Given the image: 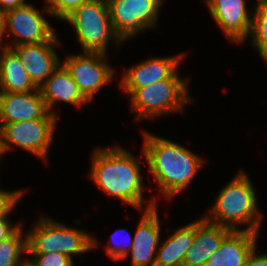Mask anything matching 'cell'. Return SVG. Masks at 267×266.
<instances>
[{
	"label": "cell",
	"mask_w": 267,
	"mask_h": 266,
	"mask_svg": "<svg viewBox=\"0 0 267 266\" xmlns=\"http://www.w3.org/2000/svg\"><path fill=\"white\" fill-rule=\"evenodd\" d=\"M143 154L148 168L160 187V192L168 198L185 188L202 166L203 159L186 147L163 137L143 131Z\"/></svg>",
	"instance_id": "1"
},
{
	"label": "cell",
	"mask_w": 267,
	"mask_h": 266,
	"mask_svg": "<svg viewBox=\"0 0 267 266\" xmlns=\"http://www.w3.org/2000/svg\"><path fill=\"white\" fill-rule=\"evenodd\" d=\"M90 178L109 196L124 205L143 208V176L140 163L133 154L119 146L99 148L93 152Z\"/></svg>",
	"instance_id": "2"
},
{
	"label": "cell",
	"mask_w": 267,
	"mask_h": 266,
	"mask_svg": "<svg viewBox=\"0 0 267 266\" xmlns=\"http://www.w3.org/2000/svg\"><path fill=\"white\" fill-rule=\"evenodd\" d=\"M207 214L204 218L213 224L232 231L241 230L238 227L246 224L248 227L242 230L258 233L262 215L258 209L254 186L244 171L241 170L219 191L214 206Z\"/></svg>",
	"instance_id": "3"
},
{
	"label": "cell",
	"mask_w": 267,
	"mask_h": 266,
	"mask_svg": "<svg viewBox=\"0 0 267 266\" xmlns=\"http://www.w3.org/2000/svg\"><path fill=\"white\" fill-rule=\"evenodd\" d=\"M35 226L26 233L27 254L62 253L72 259L98 247V241L78 228L58 223L48 217H40Z\"/></svg>",
	"instance_id": "4"
},
{
	"label": "cell",
	"mask_w": 267,
	"mask_h": 266,
	"mask_svg": "<svg viewBox=\"0 0 267 266\" xmlns=\"http://www.w3.org/2000/svg\"><path fill=\"white\" fill-rule=\"evenodd\" d=\"M177 72L167 79L136 89L130 95L131 110L138 112L136 120L154 119L171 112L183 113L184 106L193 100L188 94V80L179 77Z\"/></svg>",
	"instance_id": "5"
},
{
	"label": "cell",
	"mask_w": 267,
	"mask_h": 266,
	"mask_svg": "<svg viewBox=\"0 0 267 266\" xmlns=\"http://www.w3.org/2000/svg\"><path fill=\"white\" fill-rule=\"evenodd\" d=\"M63 21L73 25L83 52L106 54L109 40L123 42L114 31L107 0L82 3Z\"/></svg>",
	"instance_id": "6"
},
{
	"label": "cell",
	"mask_w": 267,
	"mask_h": 266,
	"mask_svg": "<svg viewBox=\"0 0 267 266\" xmlns=\"http://www.w3.org/2000/svg\"><path fill=\"white\" fill-rule=\"evenodd\" d=\"M57 119L49 113L42 119L0 124L4 152L16 145L47 161Z\"/></svg>",
	"instance_id": "7"
},
{
	"label": "cell",
	"mask_w": 267,
	"mask_h": 266,
	"mask_svg": "<svg viewBox=\"0 0 267 266\" xmlns=\"http://www.w3.org/2000/svg\"><path fill=\"white\" fill-rule=\"evenodd\" d=\"M115 33L122 41L157 26L164 0H107Z\"/></svg>",
	"instance_id": "8"
},
{
	"label": "cell",
	"mask_w": 267,
	"mask_h": 266,
	"mask_svg": "<svg viewBox=\"0 0 267 266\" xmlns=\"http://www.w3.org/2000/svg\"><path fill=\"white\" fill-rule=\"evenodd\" d=\"M105 57V53L84 52L70 55L61 63L89 102L100 88L110 84L114 78V70L106 63Z\"/></svg>",
	"instance_id": "9"
},
{
	"label": "cell",
	"mask_w": 267,
	"mask_h": 266,
	"mask_svg": "<svg viewBox=\"0 0 267 266\" xmlns=\"http://www.w3.org/2000/svg\"><path fill=\"white\" fill-rule=\"evenodd\" d=\"M6 32L14 38L13 46L49 42L56 36L48 20L30 4L6 11Z\"/></svg>",
	"instance_id": "10"
},
{
	"label": "cell",
	"mask_w": 267,
	"mask_h": 266,
	"mask_svg": "<svg viewBox=\"0 0 267 266\" xmlns=\"http://www.w3.org/2000/svg\"><path fill=\"white\" fill-rule=\"evenodd\" d=\"M148 206L144 209L133 236V246L129 251L132 266H155L157 247L160 239V219L156 206V198L147 200Z\"/></svg>",
	"instance_id": "11"
},
{
	"label": "cell",
	"mask_w": 267,
	"mask_h": 266,
	"mask_svg": "<svg viewBox=\"0 0 267 266\" xmlns=\"http://www.w3.org/2000/svg\"><path fill=\"white\" fill-rule=\"evenodd\" d=\"M59 44L60 42L56 35L49 42L17 46H10L11 44H8V48H11L19 56L31 81L37 88H40L52 72L61 64L54 47Z\"/></svg>",
	"instance_id": "12"
},
{
	"label": "cell",
	"mask_w": 267,
	"mask_h": 266,
	"mask_svg": "<svg viewBox=\"0 0 267 266\" xmlns=\"http://www.w3.org/2000/svg\"><path fill=\"white\" fill-rule=\"evenodd\" d=\"M211 16L230 42L242 43L251 31L252 14L244 0H206Z\"/></svg>",
	"instance_id": "13"
},
{
	"label": "cell",
	"mask_w": 267,
	"mask_h": 266,
	"mask_svg": "<svg viewBox=\"0 0 267 266\" xmlns=\"http://www.w3.org/2000/svg\"><path fill=\"white\" fill-rule=\"evenodd\" d=\"M182 55L150 58L126 69L120 82L122 91L129 96L136 90L169 78L179 66Z\"/></svg>",
	"instance_id": "14"
},
{
	"label": "cell",
	"mask_w": 267,
	"mask_h": 266,
	"mask_svg": "<svg viewBox=\"0 0 267 266\" xmlns=\"http://www.w3.org/2000/svg\"><path fill=\"white\" fill-rule=\"evenodd\" d=\"M39 88L33 92L0 94V123L42 119L49 114Z\"/></svg>",
	"instance_id": "15"
},
{
	"label": "cell",
	"mask_w": 267,
	"mask_h": 266,
	"mask_svg": "<svg viewBox=\"0 0 267 266\" xmlns=\"http://www.w3.org/2000/svg\"><path fill=\"white\" fill-rule=\"evenodd\" d=\"M231 231L227 227L207 221L204 217L196 220L194 239L187 250L183 266H205Z\"/></svg>",
	"instance_id": "16"
},
{
	"label": "cell",
	"mask_w": 267,
	"mask_h": 266,
	"mask_svg": "<svg viewBox=\"0 0 267 266\" xmlns=\"http://www.w3.org/2000/svg\"><path fill=\"white\" fill-rule=\"evenodd\" d=\"M39 90L50 113L57 114L52 108L58 101H64L78 107L90 103L83 96L78 85L73 81V78L62 64L52 72L50 77L40 86Z\"/></svg>",
	"instance_id": "17"
},
{
	"label": "cell",
	"mask_w": 267,
	"mask_h": 266,
	"mask_svg": "<svg viewBox=\"0 0 267 266\" xmlns=\"http://www.w3.org/2000/svg\"><path fill=\"white\" fill-rule=\"evenodd\" d=\"M257 235V232L247 230L231 231L205 266H244L256 246Z\"/></svg>",
	"instance_id": "18"
},
{
	"label": "cell",
	"mask_w": 267,
	"mask_h": 266,
	"mask_svg": "<svg viewBox=\"0 0 267 266\" xmlns=\"http://www.w3.org/2000/svg\"><path fill=\"white\" fill-rule=\"evenodd\" d=\"M38 88L31 81L19 56L7 48L0 64V90L6 92H31Z\"/></svg>",
	"instance_id": "19"
},
{
	"label": "cell",
	"mask_w": 267,
	"mask_h": 266,
	"mask_svg": "<svg viewBox=\"0 0 267 266\" xmlns=\"http://www.w3.org/2000/svg\"><path fill=\"white\" fill-rule=\"evenodd\" d=\"M195 235V221L177 229L156 252L155 266H183Z\"/></svg>",
	"instance_id": "20"
},
{
	"label": "cell",
	"mask_w": 267,
	"mask_h": 266,
	"mask_svg": "<svg viewBox=\"0 0 267 266\" xmlns=\"http://www.w3.org/2000/svg\"><path fill=\"white\" fill-rule=\"evenodd\" d=\"M251 37L253 46L257 48L260 57L267 56V0H257L255 11L252 15Z\"/></svg>",
	"instance_id": "21"
},
{
	"label": "cell",
	"mask_w": 267,
	"mask_h": 266,
	"mask_svg": "<svg viewBox=\"0 0 267 266\" xmlns=\"http://www.w3.org/2000/svg\"><path fill=\"white\" fill-rule=\"evenodd\" d=\"M22 226L9 238L0 241V266H19L22 254H27V235Z\"/></svg>",
	"instance_id": "22"
},
{
	"label": "cell",
	"mask_w": 267,
	"mask_h": 266,
	"mask_svg": "<svg viewBox=\"0 0 267 266\" xmlns=\"http://www.w3.org/2000/svg\"><path fill=\"white\" fill-rule=\"evenodd\" d=\"M123 231L128 233L126 236L129 235L128 236L129 238H127V237L122 238V239L120 238L119 239L120 242H119L117 240L121 236H118V238L116 236L119 234V232H123ZM114 242L115 243L117 242V243L115 244ZM132 246H133V237L129 234V231H127V229H125V228L117 229L113 233V235H111L109 245H107L106 253H107V255H109L112 258L111 259L112 261L117 262L120 259L122 260V259H125L126 257H128V253L132 249Z\"/></svg>",
	"instance_id": "23"
},
{
	"label": "cell",
	"mask_w": 267,
	"mask_h": 266,
	"mask_svg": "<svg viewBox=\"0 0 267 266\" xmlns=\"http://www.w3.org/2000/svg\"><path fill=\"white\" fill-rule=\"evenodd\" d=\"M88 1L90 0H46L47 5L43 8V11L49 15L64 20L82 3Z\"/></svg>",
	"instance_id": "24"
},
{
	"label": "cell",
	"mask_w": 267,
	"mask_h": 266,
	"mask_svg": "<svg viewBox=\"0 0 267 266\" xmlns=\"http://www.w3.org/2000/svg\"><path fill=\"white\" fill-rule=\"evenodd\" d=\"M34 256L30 262L34 266H73V261L68 256L55 252L45 254H31Z\"/></svg>",
	"instance_id": "25"
},
{
	"label": "cell",
	"mask_w": 267,
	"mask_h": 266,
	"mask_svg": "<svg viewBox=\"0 0 267 266\" xmlns=\"http://www.w3.org/2000/svg\"><path fill=\"white\" fill-rule=\"evenodd\" d=\"M22 190L4 191L0 189V220L9 219L8 215L15 208L18 200L23 196Z\"/></svg>",
	"instance_id": "26"
},
{
	"label": "cell",
	"mask_w": 267,
	"mask_h": 266,
	"mask_svg": "<svg viewBox=\"0 0 267 266\" xmlns=\"http://www.w3.org/2000/svg\"><path fill=\"white\" fill-rule=\"evenodd\" d=\"M23 222L17 223L13 226L9 219L0 220V241L11 237L21 226Z\"/></svg>",
	"instance_id": "27"
},
{
	"label": "cell",
	"mask_w": 267,
	"mask_h": 266,
	"mask_svg": "<svg viewBox=\"0 0 267 266\" xmlns=\"http://www.w3.org/2000/svg\"><path fill=\"white\" fill-rule=\"evenodd\" d=\"M257 247L250 252L249 256L246 259L244 266H267V253L265 254H257Z\"/></svg>",
	"instance_id": "28"
},
{
	"label": "cell",
	"mask_w": 267,
	"mask_h": 266,
	"mask_svg": "<svg viewBox=\"0 0 267 266\" xmlns=\"http://www.w3.org/2000/svg\"><path fill=\"white\" fill-rule=\"evenodd\" d=\"M26 4L25 0H0V6L6 11Z\"/></svg>",
	"instance_id": "29"
},
{
	"label": "cell",
	"mask_w": 267,
	"mask_h": 266,
	"mask_svg": "<svg viewBox=\"0 0 267 266\" xmlns=\"http://www.w3.org/2000/svg\"><path fill=\"white\" fill-rule=\"evenodd\" d=\"M6 32V10L0 6V38H3Z\"/></svg>",
	"instance_id": "30"
},
{
	"label": "cell",
	"mask_w": 267,
	"mask_h": 266,
	"mask_svg": "<svg viewBox=\"0 0 267 266\" xmlns=\"http://www.w3.org/2000/svg\"><path fill=\"white\" fill-rule=\"evenodd\" d=\"M2 40H3V38H0V48H2L0 51H1V53H0V64H1V60H2V56H3V53H4V51L8 48V44H5V46L4 47H1L2 45H1V43H2Z\"/></svg>",
	"instance_id": "31"
},
{
	"label": "cell",
	"mask_w": 267,
	"mask_h": 266,
	"mask_svg": "<svg viewBox=\"0 0 267 266\" xmlns=\"http://www.w3.org/2000/svg\"><path fill=\"white\" fill-rule=\"evenodd\" d=\"M4 153L5 152H4L3 145H2V131H1V127H0V158L4 155Z\"/></svg>",
	"instance_id": "32"
},
{
	"label": "cell",
	"mask_w": 267,
	"mask_h": 266,
	"mask_svg": "<svg viewBox=\"0 0 267 266\" xmlns=\"http://www.w3.org/2000/svg\"><path fill=\"white\" fill-rule=\"evenodd\" d=\"M19 266H34L31 262L30 259H25Z\"/></svg>",
	"instance_id": "33"
},
{
	"label": "cell",
	"mask_w": 267,
	"mask_h": 266,
	"mask_svg": "<svg viewBox=\"0 0 267 266\" xmlns=\"http://www.w3.org/2000/svg\"><path fill=\"white\" fill-rule=\"evenodd\" d=\"M263 60H264V61L266 62V64H267V56L264 57Z\"/></svg>",
	"instance_id": "34"
}]
</instances>
